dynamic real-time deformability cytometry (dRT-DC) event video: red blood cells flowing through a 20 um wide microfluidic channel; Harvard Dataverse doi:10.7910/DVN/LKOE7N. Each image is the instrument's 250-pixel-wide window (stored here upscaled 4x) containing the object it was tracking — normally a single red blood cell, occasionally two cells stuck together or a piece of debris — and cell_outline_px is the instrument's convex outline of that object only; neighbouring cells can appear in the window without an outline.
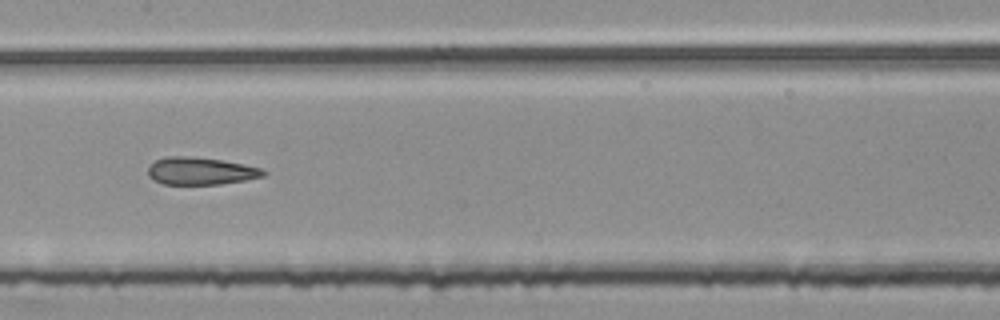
{"species": "common noctule bat (a hibernating species)", "species_latin": "Nyctalus noctula", "temperature_condition": "room temperature", "stored_images_in_passage": 54, "segment_of_instrument_passage": [2, 2], "camera_frame_rate_fps": 3000, "um_per_image_px": 0.085, "animal": {"sex": "female", "body_mass_g": 25.1}, "frame": {"image": 1, "passage_image": 27, "time_ms": 8.667, "image_size_px": [1000, 320], "cell_outline_px": [[268, 172], [264, 176], [244, 180], [220, 184], [164, 184], [152, 180], [148, 176], [148, 168], [156, 160], [164, 156], [188, 156], [220, 160], [244, 164], [260, 168]], "centroid_in_image_um": [17.03, 14.54], "position_along_channel_um": 190.4, "area_um2": 18.38}}
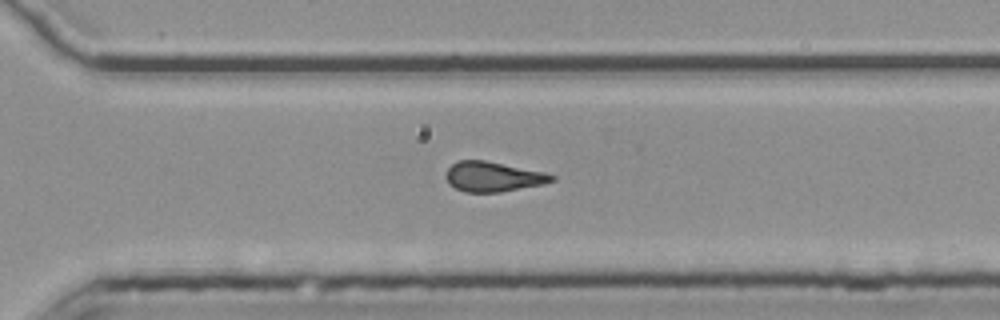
{"frame": {"image": 2, "passage_image": 38, "time_ms": 12.333, "image_size_px": [1000, 320], "cell_outline_px": [[556, 180], [544, 184], [500, 192], [464, 192], [456, 188], [448, 180], [448, 168], [456, 160], [484, 160], [544, 172], [556, 176]], "centroid_in_image_um": [41.96, 15.01], "position_along_channel_um": 328.6, "area_um2": 18.21}}
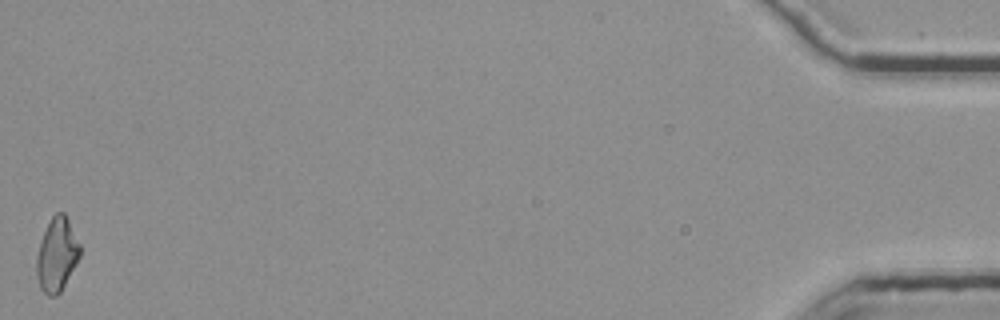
{"frame": {"image": 3, "passage_image": 54, "time_ms": 17.667, "image_size_px": [1000, 320], "cell_outline_px": [[80, 256], [76, 264], [60, 292], [56, 296], [48, 296], [40, 288], [36, 276], [36, 256], [40, 240], [52, 216], [56, 212], [64, 212], [80, 244]], "centroid_in_image_um": [4.81, 21.66], "position_along_channel_um": 430.4, "area_um2": 18.55}}